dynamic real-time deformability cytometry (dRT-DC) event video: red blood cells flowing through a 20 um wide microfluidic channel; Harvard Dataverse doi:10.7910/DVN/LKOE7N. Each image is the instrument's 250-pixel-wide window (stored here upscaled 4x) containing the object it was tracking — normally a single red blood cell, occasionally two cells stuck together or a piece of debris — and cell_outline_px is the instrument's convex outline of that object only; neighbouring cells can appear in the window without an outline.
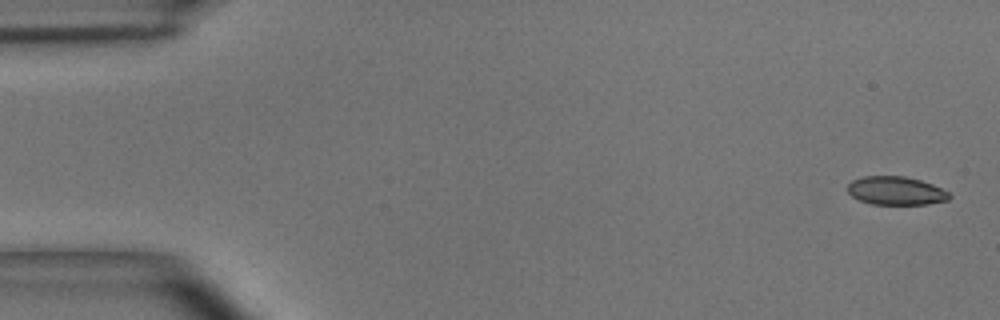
{"species": "common noctule bat (a hibernating species)", "species_latin": "Nyctalus noctula", "temperature_condition": "room temperature", "stored_images_in_passage": 4, "camera_frame_rate_fps": 3000, "um_per_image_px": 0.085, "animal": {"sex": "male", "body_mass_g": 15.6}, "frame": {"image": 1, "passage_image": 1, "time_ms": 0.0, "image_size_px": [1000, 320], "cell_outline_px": [[952, 196], [948, 200], [928, 204], [872, 204], [860, 200], [852, 196], [848, 192], [848, 184], [852, 180], [864, 176], [904, 176], [920, 180], [932, 184], [948, 192]], "centroid_in_image_um": [76.15, 16.21], "position_along_channel_um": 8.8, "area_um2": 16.76}}
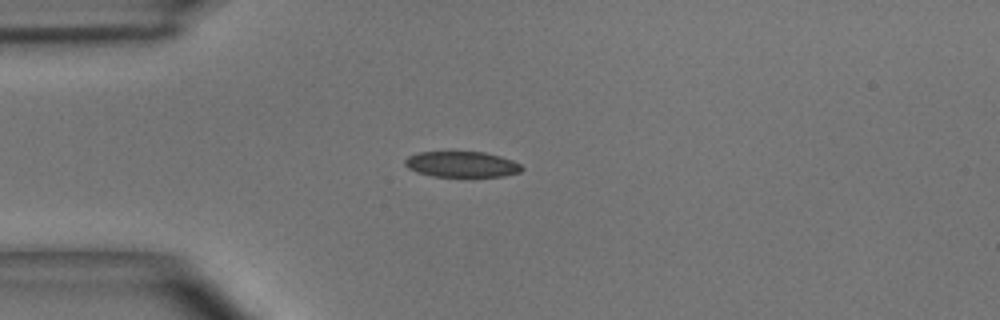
{"frame": {"image": 2, "passage_image": 4, "time_ms": 1.0, "image_size_px": [1000, 320], "cell_outline_px": [[524, 168], [520, 172], [504, 176], [432, 176], [416, 172], [408, 168], [404, 164], [404, 160], [408, 156], [420, 152], [484, 152], [500, 156], [512, 160], [520, 164]], "centroid_in_image_um": [39.24, 13.96], "position_along_channel_um": 45.8, "area_um2": 17.46}}